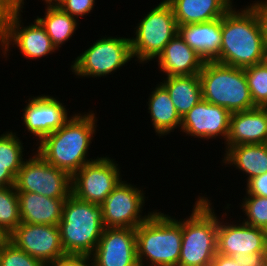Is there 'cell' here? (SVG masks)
Wrapping results in <instances>:
<instances>
[{
    "instance_id": "6da1fadb",
    "label": "cell",
    "mask_w": 267,
    "mask_h": 266,
    "mask_svg": "<svg viewBox=\"0 0 267 266\" xmlns=\"http://www.w3.org/2000/svg\"><path fill=\"white\" fill-rule=\"evenodd\" d=\"M267 60L264 1L241 11L231 8L222 17V41L216 62L246 68Z\"/></svg>"
},
{
    "instance_id": "7a4b0ae2",
    "label": "cell",
    "mask_w": 267,
    "mask_h": 266,
    "mask_svg": "<svg viewBox=\"0 0 267 266\" xmlns=\"http://www.w3.org/2000/svg\"><path fill=\"white\" fill-rule=\"evenodd\" d=\"M88 113L71 116L62 127L38 142L35 153L38 152L49 164L71 177L85 164L95 160L86 159L97 124L95 113Z\"/></svg>"
},
{
    "instance_id": "3957f363",
    "label": "cell",
    "mask_w": 267,
    "mask_h": 266,
    "mask_svg": "<svg viewBox=\"0 0 267 266\" xmlns=\"http://www.w3.org/2000/svg\"><path fill=\"white\" fill-rule=\"evenodd\" d=\"M58 228L66 255L90 256L104 230L101 205L71 194L64 202Z\"/></svg>"
},
{
    "instance_id": "277c9868",
    "label": "cell",
    "mask_w": 267,
    "mask_h": 266,
    "mask_svg": "<svg viewBox=\"0 0 267 266\" xmlns=\"http://www.w3.org/2000/svg\"><path fill=\"white\" fill-rule=\"evenodd\" d=\"M135 234L138 263L178 266L182 246V219H174L156 210L135 229Z\"/></svg>"
},
{
    "instance_id": "5b68a950",
    "label": "cell",
    "mask_w": 267,
    "mask_h": 266,
    "mask_svg": "<svg viewBox=\"0 0 267 266\" xmlns=\"http://www.w3.org/2000/svg\"><path fill=\"white\" fill-rule=\"evenodd\" d=\"M207 197L200 196L191 215L182 221L178 266H210L217 253L219 218Z\"/></svg>"
},
{
    "instance_id": "8992f818",
    "label": "cell",
    "mask_w": 267,
    "mask_h": 266,
    "mask_svg": "<svg viewBox=\"0 0 267 266\" xmlns=\"http://www.w3.org/2000/svg\"><path fill=\"white\" fill-rule=\"evenodd\" d=\"M198 75L202 99L209 103L224 107L230 113L256 108L244 68L209 61L203 64Z\"/></svg>"
},
{
    "instance_id": "52a82bcc",
    "label": "cell",
    "mask_w": 267,
    "mask_h": 266,
    "mask_svg": "<svg viewBox=\"0 0 267 266\" xmlns=\"http://www.w3.org/2000/svg\"><path fill=\"white\" fill-rule=\"evenodd\" d=\"M135 38H130L131 53L141 63L152 61L178 34V26L171 6L163 0L136 26Z\"/></svg>"
},
{
    "instance_id": "ba28073f",
    "label": "cell",
    "mask_w": 267,
    "mask_h": 266,
    "mask_svg": "<svg viewBox=\"0 0 267 266\" xmlns=\"http://www.w3.org/2000/svg\"><path fill=\"white\" fill-rule=\"evenodd\" d=\"M132 58L130 38L103 37L75 58L71 70L82 78L106 77Z\"/></svg>"
},
{
    "instance_id": "9c48e42d",
    "label": "cell",
    "mask_w": 267,
    "mask_h": 266,
    "mask_svg": "<svg viewBox=\"0 0 267 266\" xmlns=\"http://www.w3.org/2000/svg\"><path fill=\"white\" fill-rule=\"evenodd\" d=\"M16 178L17 192H33L49 198L67 199L71 195L72 177L49 164L38 152L25 159Z\"/></svg>"
},
{
    "instance_id": "30bf717a",
    "label": "cell",
    "mask_w": 267,
    "mask_h": 266,
    "mask_svg": "<svg viewBox=\"0 0 267 266\" xmlns=\"http://www.w3.org/2000/svg\"><path fill=\"white\" fill-rule=\"evenodd\" d=\"M120 168L110 157H97L72 176L71 194L101 205L122 181Z\"/></svg>"
},
{
    "instance_id": "8fae6325",
    "label": "cell",
    "mask_w": 267,
    "mask_h": 266,
    "mask_svg": "<svg viewBox=\"0 0 267 266\" xmlns=\"http://www.w3.org/2000/svg\"><path fill=\"white\" fill-rule=\"evenodd\" d=\"M20 12L23 11L16 9L0 23V47L4 57L7 56L10 45H16L23 56L29 59H37L55 52L57 49L41 23L35 19L34 24L22 27Z\"/></svg>"
},
{
    "instance_id": "7c38bea8",
    "label": "cell",
    "mask_w": 267,
    "mask_h": 266,
    "mask_svg": "<svg viewBox=\"0 0 267 266\" xmlns=\"http://www.w3.org/2000/svg\"><path fill=\"white\" fill-rule=\"evenodd\" d=\"M144 191L121 181L101 204L104 228H133L144 223L153 213L142 216Z\"/></svg>"
},
{
    "instance_id": "4fadbf2b",
    "label": "cell",
    "mask_w": 267,
    "mask_h": 266,
    "mask_svg": "<svg viewBox=\"0 0 267 266\" xmlns=\"http://www.w3.org/2000/svg\"><path fill=\"white\" fill-rule=\"evenodd\" d=\"M9 241L44 265L66 255L56 225L23 223L9 235Z\"/></svg>"
},
{
    "instance_id": "5bb4252c",
    "label": "cell",
    "mask_w": 267,
    "mask_h": 266,
    "mask_svg": "<svg viewBox=\"0 0 267 266\" xmlns=\"http://www.w3.org/2000/svg\"><path fill=\"white\" fill-rule=\"evenodd\" d=\"M90 256L94 266H135L138 263L135 229L104 228Z\"/></svg>"
},
{
    "instance_id": "9a60e30c",
    "label": "cell",
    "mask_w": 267,
    "mask_h": 266,
    "mask_svg": "<svg viewBox=\"0 0 267 266\" xmlns=\"http://www.w3.org/2000/svg\"><path fill=\"white\" fill-rule=\"evenodd\" d=\"M231 113L224 107L202 99L181 118V131L194 138H216L226 140L229 135Z\"/></svg>"
},
{
    "instance_id": "2e32d148",
    "label": "cell",
    "mask_w": 267,
    "mask_h": 266,
    "mask_svg": "<svg viewBox=\"0 0 267 266\" xmlns=\"http://www.w3.org/2000/svg\"><path fill=\"white\" fill-rule=\"evenodd\" d=\"M218 222L217 253L235 257L253 253H267L264 229L242 224Z\"/></svg>"
},
{
    "instance_id": "e0dca14e",
    "label": "cell",
    "mask_w": 267,
    "mask_h": 266,
    "mask_svg": "<svg viewBox=\"0 0 267 266\" xmlns=\"http://www.w3.org/2000/svg\"><path fill=\"white\" fill-rule=\"evenodd\" d=\"M32 99V100H31ZM29 98L23 108V124L40 142L48 134L62 127L69 119L68 111L58 99L50 95Z\"/></svg>"
},
{
    "instance_id": "ac0fdd59",
    "label": "cell",
    "mask_w": 267,
    "mask_h": 266,
    "mask_svg": "<svg viewBox=\"0 0 267 266\" xmlns=\"http://www.w3.org/2000/svg\"><path fill=\"white\" fill-rule=\"evenodd\" d=\"M267 143V109L256 107L231 113L226 150L231 146Z\"/></svg>"
},
{
    "instance_id": "d6986e66",
    "label": "cell",
    "mask_w": 267,
    "mask_h": 266,
    "mask_svg": "<svg viewBox=\"0 0 267 266\" xmlns=\"http://www.w3.org/2000/svg\"><path fill=\"white\" fill-rule=\"evenodd\" d=\"M178 34L205 62L215 61L219 57L222 18L197 24L179 25Z\"/></svg>"
},
{
    "instance_id": "ffe728a7",
    "label": "cell",
    "mask_w": 267,
    "mask_h": 266,
    "mask_svg": "<svg viewBox=\"0 0 267 266\" xmlns=\"http://www.w3.org/2000/svg\"><path fill=\"white\" fill-rule=\"evenodd\" d=\"M158 65L167 77L198 75L205 61L177 34L158 56Z\"/></svg>"
},
{
    "instance_id": "44dd1931",
    "label": "cell",
    "mask_w": 267,
    "mask_h": 266,
    "mask_svg": "<svg viewBox=\"0 0 267 266\" xmlns=\"http://www.w3.org/2000/svg\"><path fill=\"white\" fill-rule=\"evenodd\" d=\"M17 195L21 222L58 226L66 199L49 198L33 192H17Z\"/></svg>"
},
{
    "instance_id": "7402d4cb",
    "label": "cell",
    "mask_w": 267,
    "mask_h": 266,
    "mask_svg": "<svg viewBox=\"0 0 267 266\" xmlns=\"http://www.w3.org/2000/svg\"><path fill=\"white\" fill-rule=\"evenodd\" d=\"M233 0H166L177 26L222 18L234 5Z\"/></svg>"
},
{
    "instance_id": "603a6c76",
    "label": "cell",
    "mask_w": 267,
    "mask_h": 266,
    "mask_svg": "<svg viewBox=\"0 0 267 266\" xmlns=\"http://www.w3.org/2000/svg\"><path fill=\"white\" fill-rule=\"evenodd\" d=\"M225 151L223 163L246 173L247 182L267 172V143L236 145Z\"/></svg>"
},
{
    "instance_id": "cb8c5ba5",
    "label": "cell",
    "mask_w": 267,
    "mask_h": 266,
    "mask_svg": "<svg viewBox=\"0 0 267 266\" xmlns=\"http://www.w3.org/2000/svg\"><path fill=\"white\" fill-rule=\"evenodd\" d=\"M160 83L168 91L181 118L202 100L199 75L169 76Z\"/></svg>"
},
{
    "instance_id": "d4e9b609",
    "label": "cell",
    "mask_w": 267,
    "mask_h": 266,
    "mask_svg": "<svg viewBox=\"0 0 267 266\" xmlns=\"http://www.w3.org/2000/svg\"><path fill=\"white\" fill-rule=\"evenodd\" d=\"M149 96L148 112L151 114V122L158 136L167 135L175 128L181 127V117L177 113L169 93L160 83Z\"/></svg>"
},
{
    "instance_id": "484cf974",
    "label": "cell",
    "mask_w": 267,
    "mask_h": 266,
    "mask_svg": "<svg viewBox=\"0 0 267 266\" xmlns=\"http://www.w3.org/2000/svg\"><path fill=\"white\" fill-rule=\"evenodd\" d=\"M37 16V20L44 27L52 44L59 49L64 42L68 41L77 29V19L70 16L57 5H47L45 16Z\"/></svg>"
},
{
    "instance_id": "4316f807",
    "label": "cell",
    "mask_w": 267,
    "mask_h": 266,
    "mask_svg": "<svg viewBox=\"0 0 267 266\" xmlns=\"http://www.w3.org/2000/svg\"><path fill=\"white\" fill-rule=\"evenodd\" d=\"M16 135L8 131L0 136V166H6L15 178L24 163L23 143Z\"/></svg>"
},
{
    "instance_id": "83f0119b",
    "label": "cell",
    "mask_w": 267,
    "mask_h": 266,
    "mask_svg": "<svg viewBox=\"0 0 267 266\" xmlns=\"http://www.w3.org/2000/svg\"><path fill=\"white\" fill-rule=\"evenodd\" d=\"M21 224L15 186L0 188V227L9 236Z\"/></svg>"
},
{
    "instance_id": "f1b7e54d",
    "label": "cell",
    "mask_w": 267,
    "mask_h": 266,
    "mask_svg": "<svg viewBox=\"0 0 267 266\" xmlns=\"http://www.w3.org/2000/svg\"><path fill=\"white\" fill-rule=\"evenodd\" d=\"M252 101L256 107L267 106V60L244 68Z\"/></svg>"
},
{
    "instance_id": "f546056e",
    "label": "cell",
    "mask_w": 267,
    "mask_h": 266,
    "mask_svg": "<svg viewBox=\"0 0 267 266\" xmlns=\"http://www.w3.org/2000/svg\"><path fill=\"white\" fill-rule=\"evenodd\" d=\"M247 196L243 198L244 201L240 206L247 216L242 222L265 230L267 227V198L257 195Z\"/></svg>"
},
{
    "instance_id": "4dcf8cb0",
    "label": "cell",
    "mask_w": 267,
    "mask_h": 266,
    "mask_svg": "<svg viewBox=\"0 0 267 266\" xmlns=\"http://www.w3.org/2000/svg\"><path fill=\"white\" fill-rule=\"evenodd\" d=\"M0 266H45L9 240L0 248Z\"/></svg>"
},
{
    "instance_id": "1f68e13d",
    "label": "cell",
    "mask_w": 267,
    "mask_h": 266,
    "mask_svg": "<svg viewBox=\"0 0 267 266\" xmlns=\"http://www.w3.org/2000/svg\"><path fill=\"white\" fill-rule=\"evenodd\" d=\"M57 6L77 19L78 16L88 15L93 10L95 0H63Z\"/></svg>"
},
{
    "instance_id": "d6a6232c",
    "label": "cell",
    "mask_w": 267,
    "mask_h": 266,
    "mask_svg": "<svg viewBox=\"0 0 267 266\" xmlns=\"http://www.w3.org/2000/svg\"><path fill=\"white\" fill-rule=\"evenodd\" d=\"M45 266H94V262L93 259H91V256L65 255Z\"/></svg>"
},
{
    "instance_id": "836d02e7",
    "label": "cell",
    "mask_w": 267,
    "mask_h": 266,
    "mask_svg": "<svg viewBox=\"0 0 267 266\" xmlns=\"http://www.w3.org/2000/svg\"><path fill=\"white\" fill-rule=\"evenodd\" d=\"M246 194L267 198V172L262 173L247 182Z\"/></svg>"
},
{
    "instance_id": "e575fe53",
    "label": "cell",
    "mask_w": 267,
    "mask_h": 266,
    "mask_svg": "<svg viewBox=\"0 0 267 266\" xmlns=\"http://www.w3.org/2000/svg\"><path fill=\"white\" fill-rule=\"evenodd\" d=\"M241 266H263L267 262V253H253L234 257Z\"/></svg>"
},
{
    "instance_id": "d590c367",
    "label": "cell",
    "mask_w": 267,
    "mask_h": 266,
    "mask_svg": "<svg viewBox=\"0 0 267 266\" xmlns=\"http://www.w3.org/2000/svg\"><path fill=\"white\" fill-rule=\"evenodd\" d=\"M210 266H241V264L234 257L216 253Z\"/></svg>"
},
{
    "instance_id": "8d00e7d4",
    "label": "cell",
    "mask_w": 267,
    "mask_h": 266,
    "mask_svg": "<svg viewBox=\"0 0 267 266\" xmlns=\"http://www.w3.org/2000/svg\"><path fill=\"white\" fill-rule=\"evenodd\" d=\"M17 9V5L12 0H0V23Z\"/></svg>"
},
{
    "instance_id": "74e56055",
    "label": "cell",
    "mask_w": 267,
    "mask_h": 266,
    "mask_svg": "<svg viewBox=\"0 0 267 266\" xmlns=\"http://www.w3.org/2000/svg\"><path fill=\"white\" fill-rule=\"evenodd\" d=\"M15 185V177L6 169V166H0V188Z\"/></svg>"
},
{
    "instance_id": "f35d334b",
    "label": "cell",
    "mask_w": 267,
    "mask_h": 266,
    "mask_svg": "<svg viewBox=\"0 0 267 266\" xmlns=\"http://www.w3.org/2000/svg\"><path fill=\"white\" fill-rule=\"evenodd\" d=\"M9 240V236L6 232L0 227V248Z\"/></svg>"
},
{
    "instance_id": "ab89813d",
    "label": "cell",
    "mask_w": 267,
    "mask_h": 266,
    "mask_svg": "<svg viewBox=\"0 0 267 266\" xmlns=\"http://www.w3.org/2000/svg\"><path fill=\"white\" fill-rule=\"evenodd\" d=\"M264 22H265V30H266V44H267V0L264 1Z\"/></svg>"
},
{
    "instance_id": "60d3db41",
    "label": "cell",
    "mask_w": 267,
    "mask_h": 266,
    "mask_svg": "<svg viewBox=\"0 0 267 266\" xmlns=\"http://www.w3.org/2000/svg\"><path fill=\"white\" fill-rule=\"evenodd\" d=\"M16 5H17V9H22L24 8L23 5H24V0H12Z\"/></svg>"
},
{
    "instance_id": "b9f144b4",
    "label": "cell",
    "mask_w": 267,
    "mask_h": 266,
    "mask_svg": "<svg viewBox=\"0 0 267 266\" xmlns=\"http://www.w3.org/2000/svg\"><path fill=\"white\" fill-rule=\"evenodd\" d=\"M47 5H58L63 0H44Z\"/></svg>"
},
{
    "instance_id": "7bdbcfd3",
    "label": "cell",
    "mask_w": 267,
    "mask_h": 266,
    "mask_svg": "<svg viewBox=\"0 0 267 266\" xmlns=\"http://www.w3.org/2000/svg\"><path fill=\"white\" fill-rule=\"evenodd\" d=\"M265 235H266V240H267V227L265 228Z\"/></svg>"
},
{
    "instance_id": "ee69618b",
    "label": "cell",
    "mask_w": 267,
    "mask_h": 266,
    "mask_svg": "<svg viewBox=\"0 0 267 266\" xmlns=\"http://www.w3.org/2000/svg\"><path fill=\"white\" fill-rule=\"evenodd\" d=\"M135 266H145V265L137 263Z\"/></svg>"
}]
</instances>
